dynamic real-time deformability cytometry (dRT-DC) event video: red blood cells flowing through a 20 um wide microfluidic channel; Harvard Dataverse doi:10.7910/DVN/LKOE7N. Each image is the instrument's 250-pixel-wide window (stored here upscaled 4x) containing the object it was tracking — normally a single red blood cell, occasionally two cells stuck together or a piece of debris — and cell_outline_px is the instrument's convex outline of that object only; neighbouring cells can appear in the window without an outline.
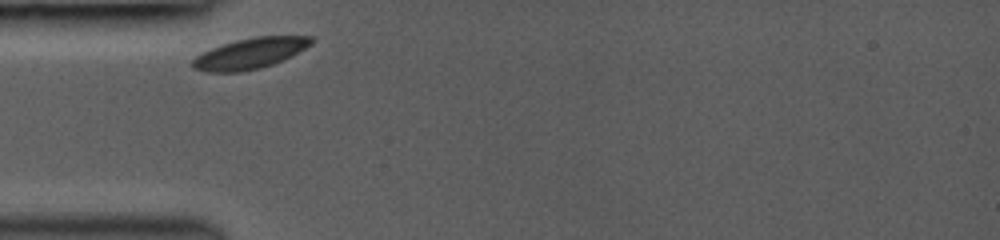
{"species": "common noctule bat (a hibernating species)", "species_latin": "Nyctalus noctula", "temperature_condition": "room temperature", "stored_images_in_passage": 17, "camera_frame_rate_fps": 3000, "um_per_image_px": 0.085, "animal": {"sex": "female", "body_mass_g": 19.0, "forearm_length_mm": 53.3}, "frame": {"image": 1, "passage_image": 1, "time_ms": 0.0, "image_size_px": [1000, 240], "cell_outline_px": [[312, 44], [272, 64], [260, 68], [240, 72], [204, 72], [192, 68], [192, 60], [200, 52], [236, 40], [256, 36], [312, 36]], "centroid_in_image_um": [21.18, 4.54], "position_along_channel_um": 63.8, "area_um2": 20.98}}
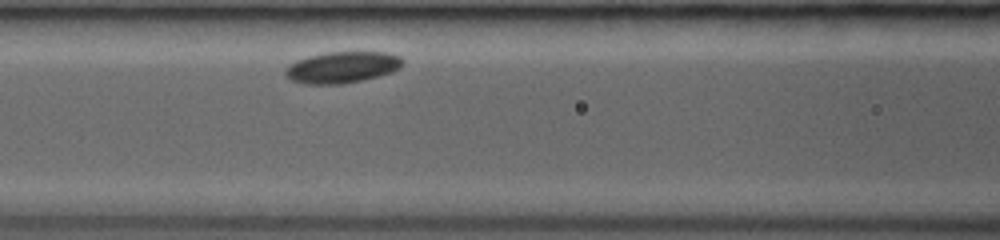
{"frame": {"image": 2, "passage_image": 6, "time_ms": 2.0, "image_size_px": [1000, 240], "cell_outline_px": [[404, 64], [400, 68], [392, 72], [380, 76], [344, 84], [304, 84], [292, 80], [284, 72], [296, 60], [308, 56], [328, 52], [384, 52], [400, 56], [404, 60]], "centroid_in_image_um": [29.14, 5.72], "position_along_channel_um": 137.5, "area_um2": 21.44}}
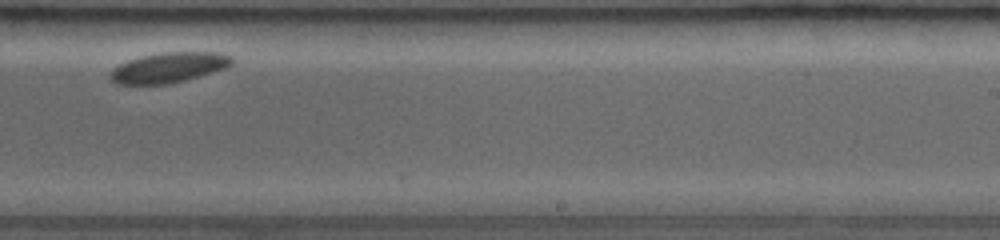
{"frame": {"image": 3, "passage_image": 16, "time_ms": 5.667, "image_size_px": [1000, 240], "cell_outline_px": [[232, 64], [224, 68], [212, 72], [184, 80], [168, 84], [116, 84], [108, 76], [108, 72], [112, 68], [128, 60], [140, 56], [160, 52], [220, 52], [232, 56]], "centroid_in_image_um": [14.3, 5.73], "position_along_channel_um": 274.7, "area_um2": 21.44}}